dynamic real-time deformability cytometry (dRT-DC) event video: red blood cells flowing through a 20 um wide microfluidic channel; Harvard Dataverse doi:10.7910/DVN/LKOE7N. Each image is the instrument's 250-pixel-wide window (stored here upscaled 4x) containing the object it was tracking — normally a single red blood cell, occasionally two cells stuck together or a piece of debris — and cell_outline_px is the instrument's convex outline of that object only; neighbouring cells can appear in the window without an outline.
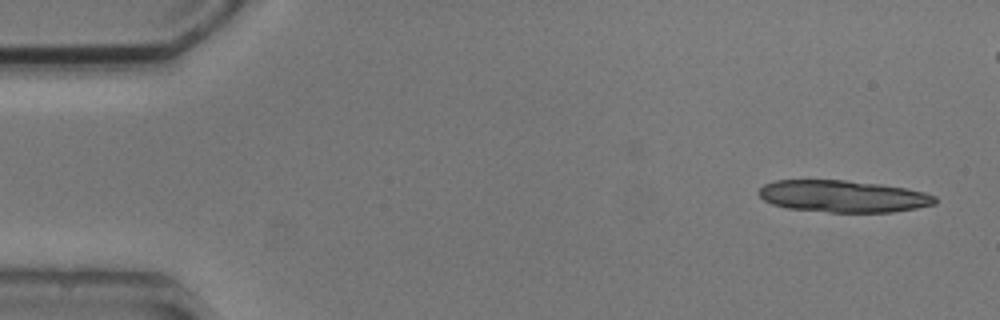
{"species": "common noctule bat (a hibernating species)", "species_latin": "Nyctalus noctula", "temperature_condition": "cold", "stored_images_in_passage": 2, "camera_frame_rate_fps": 3000, "um_per_image_px": 0.085, "animal": {"sex": "male", "body_mass_g": 20.5, "forearm_length_mm": 52.5}, "frame": {"image": 1, "passage_image": 2, "time_ms": 1.0, "image_size_px": [1000, 320], "cell_outline_px": [[936, 204], [916, 208], [892, 212], [828, 212], [788, 208], [772, 204], [764, 200], [756, 192], [764, 184], [776, 180], [848, 180], [880, 184], [904, 188], [924, 192], [936, 196]], "centroid_in_image_um": [71.64, 16.68], "position_along_channel_um": 13.4, "area_um2": 32.83}}